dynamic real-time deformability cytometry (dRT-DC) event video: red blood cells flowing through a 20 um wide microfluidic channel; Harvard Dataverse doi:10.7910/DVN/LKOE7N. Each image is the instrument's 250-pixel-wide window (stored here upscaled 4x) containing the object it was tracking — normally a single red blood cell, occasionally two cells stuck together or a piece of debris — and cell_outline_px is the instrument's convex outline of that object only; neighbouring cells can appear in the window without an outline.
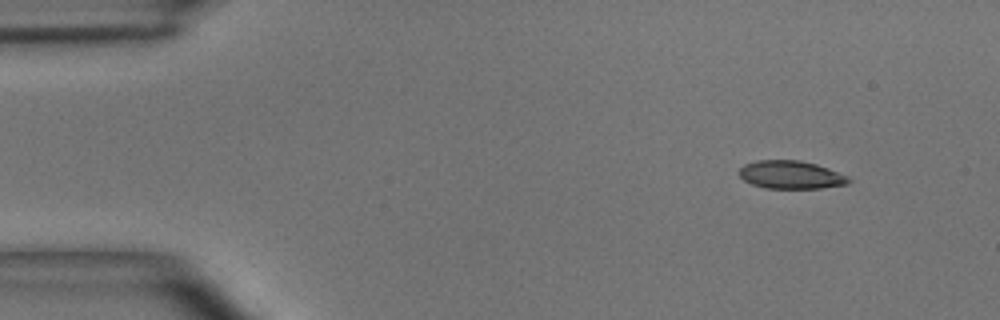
{"species": "common noctule bat (a hibernating species)", "species_latin": "Nyctalus noctula", "temperature_condition": "room temperature", "stored_images_in_passage": 5, "camera_frame_rate_fps": 3000, "um_per_image_px": 0.085, "animal": {"sex": "male", "body_mass_g": 15.6}, "frame": {"image": 1, "passage_image": 1, "time_ms": 0.0, "image_size_px": [1000, 320], "cell_outline_px": [[852, 180], [848, 184], [820, 188], [764, 188], [752, 184], [744, 180], [736, 172], [744, 164], [756, 160], [800, 160], [816, 164], [828, 168], [848, 176]], "centroid_in_image_um": [67.21, 14.85], "position_along_channel_um": 17.8, "area_um2": 18.03}}
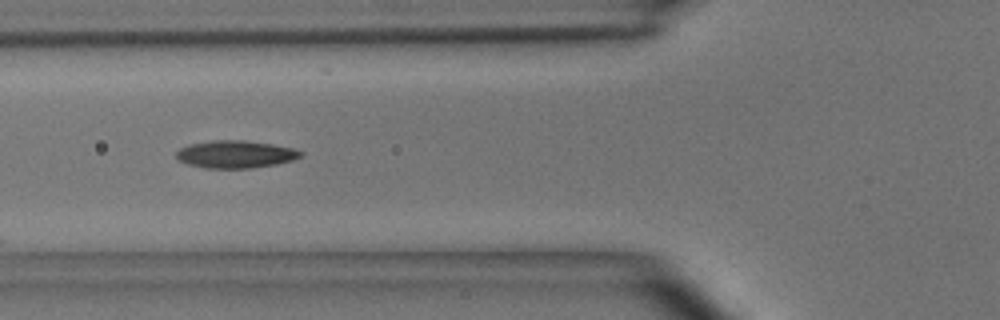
{"frame": {"image": 2, "passage_image": 4, "time_ms": 1.0, "image_size_px": [1000, 320], "cell_outline_px": [[304, 156], [292, 160], [276, 164], [252, 168], [204, 168], [188, 164], [180, 160], [176, 156], [176, 152], [180, 148], [188, 144], [212, 140], [244, 140], [272, 144], [292, 148], [304, 152]], "centroid_in_image_um": [20.03, 13.11], "position_along_channel_um": 105.8, "area_um2": 20.0}}